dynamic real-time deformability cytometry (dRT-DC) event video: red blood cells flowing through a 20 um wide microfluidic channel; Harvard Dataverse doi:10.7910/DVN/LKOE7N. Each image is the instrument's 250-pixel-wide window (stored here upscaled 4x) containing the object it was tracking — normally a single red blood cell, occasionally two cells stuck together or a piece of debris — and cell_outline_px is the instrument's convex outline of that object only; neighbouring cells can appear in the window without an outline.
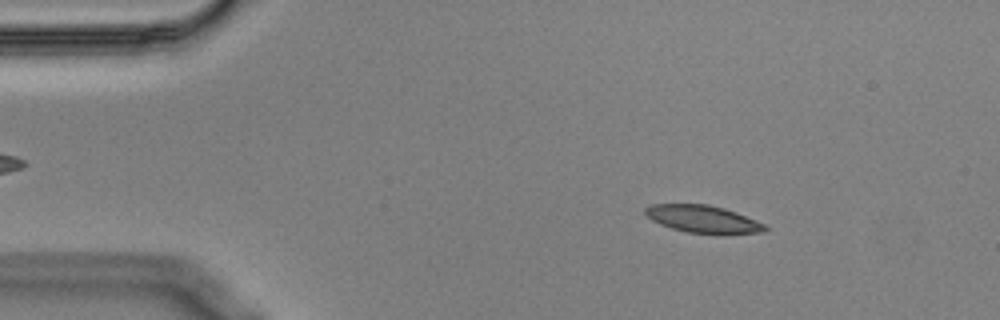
{"species": "Egyptian fruit bat (a non-hibernating species)", "species_latin": "Rousettus aegyptiacus", "temperature_condition": "cold", "stored_images_in_passage": 56, "segment_of_instrument_passage": [1, 2], "camera_frame_rate_fps": 3000, "um_per_image_px": 0.085, "animal": {"sex": "male"}, "frame": {"image": 1, "passage_image": 8, "time_ms": 2.333, "image_size_px": [1000, 320], "cell_outline_px": [[768, 228], [764, 232], [688, 232], [672, 228], [660, 224], [652, 220], [644, 212], [644, 208], [652, 204], [708, 204], [724, 208], [736, 212], [764, 224]], "centroid_in_image_um": [59.69, 18.58], "position_along_channel_um": 25.3, "area_um2": 18.44}}
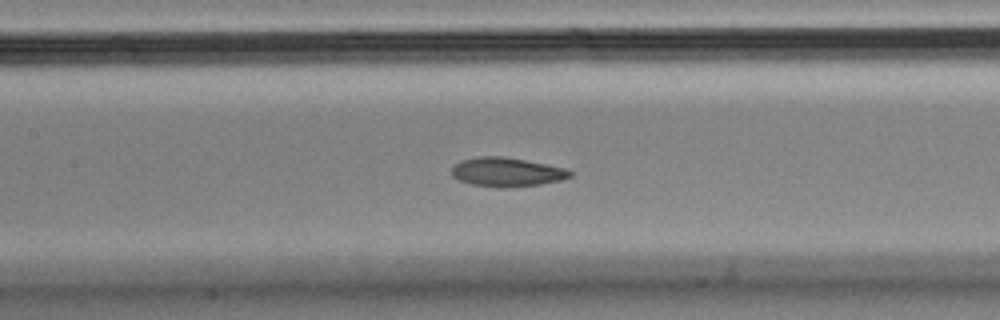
{"frame": {"image": 2, "passage_image": 25, "time_ms": 8.0, "image_size_px": [1000, 320], "cell_outline_px": [[572, 176], [560, 180], [540, 184], [512, 188], [500, 188], [472, 184], [460, 180], [452, 176], [452, 168], [460, 160], [476, 156], [504, 156], [564, 168], [572, 172]], "centroid_in_image_um": [43.05, 14.63], "position_along_channel_um": 164.4, "area_um2": 20.0}}
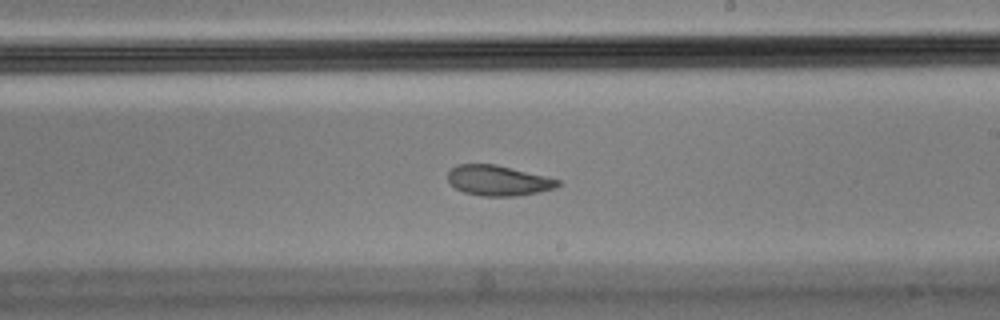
{"frame": {"image": 3, "passage_image": 32, "time_ms": 10.333, "image_size_px": [1000, 320], "cell_outline_px": [[560, 184], [556, 188], [520, 196], [480, 196], [464, 192], [456, 188], [448, 180], [448, 172], [452, 168], [460, 164], [496, 164], [560, 180]], "centroid_in_image_um": [42.35, 15.35], "position_along_channel_um": 246.6, "area_um2": 19.31}}